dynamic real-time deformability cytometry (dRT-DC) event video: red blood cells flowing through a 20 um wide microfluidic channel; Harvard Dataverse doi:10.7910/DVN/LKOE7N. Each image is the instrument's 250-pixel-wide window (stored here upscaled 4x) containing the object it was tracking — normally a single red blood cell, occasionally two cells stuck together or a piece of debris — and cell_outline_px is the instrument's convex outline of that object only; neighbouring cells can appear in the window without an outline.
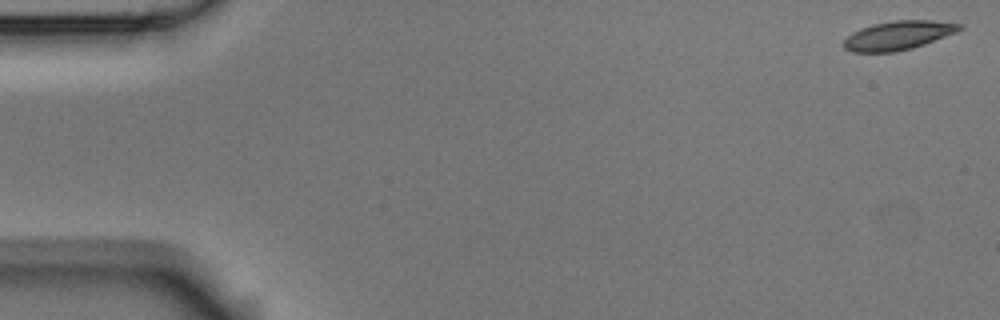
{"species": "Egyptian fruit bat (a non-hibernating species)", "species_latin": "Rousettus aegyptiacus", "temperature_condition": "room temperature", "stored_images_in_passage": 54, "camera_frame_rate_fps": 3000, "um_per_image_px": 0.085, "animal": {"sex": "male"}, "frame": {"image": 1, "passage_image": 1, "time_ms": 0.0, "image_size_px": [1000, 320], "cell_outline_px": [[964, 28], [956, 32], [924, 44], [912, 48], [896, 52], [852, 52], [844, 48], [844, 40], [852, 32], [860, 28], [872, 24], [892, 20], [932, 20], [964, 24]], "centroid_in_image_um": [76.35, 3.0], "position_along_channel_um": 8.6, "area_um2": 19.59}}
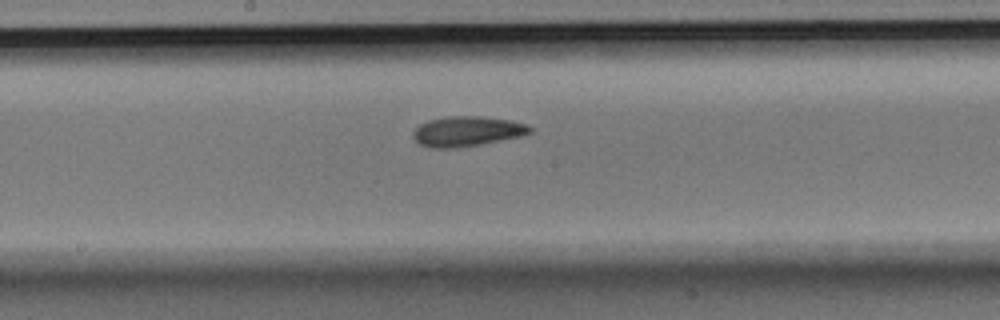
{"frame": {"image": 2, "passage_image": 28, "time_ms": 9.0, "image_size_px": [1000, 320], "cell_outline_px": [[532, 132], [524, 136], [480, 144], [452, 148], [428, 148], [420, 144], [412, 136], [412, 132], [420, 124], [428, 120], [448, 116], [480, 116], [512, 120], [524, 124], [532, 128]], "centroid_in_image_um": [39.7, 11.16], "position_along_channel_um": 208.5, "area_um2": 20.52}}
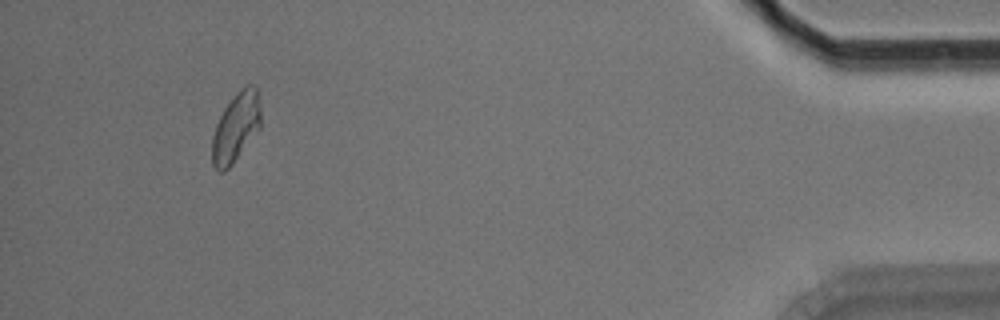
{"frame": {"image": 3, "passage_image": 50, "time_ms": 16.333, "image_size_px": [1000, 320], "cell_outline_px": [[260, 128], [232, 164], [224, 172], [220, 172], [212, 164], [212, 136], [216, 124], [224, 108], [232, 96], [244, 84], [256, 84], [260, 104]], "centroid_in_image_um": [20.05, 10.77], "position_along_channel_um": 415.1, "area_um2": 19.77}, "authors_computed_cell_mechanics": {"area_um2": 19.5942, "velocity_mm_per_s": 3.7291, "shape_relaxation_time_tau1_ms": 5.3221, "shape_relaxation_time_tau2_ms": 4.0721, "deformation_change_tau1": 0.1261, "deformation_change_tau2": 0.0914}}